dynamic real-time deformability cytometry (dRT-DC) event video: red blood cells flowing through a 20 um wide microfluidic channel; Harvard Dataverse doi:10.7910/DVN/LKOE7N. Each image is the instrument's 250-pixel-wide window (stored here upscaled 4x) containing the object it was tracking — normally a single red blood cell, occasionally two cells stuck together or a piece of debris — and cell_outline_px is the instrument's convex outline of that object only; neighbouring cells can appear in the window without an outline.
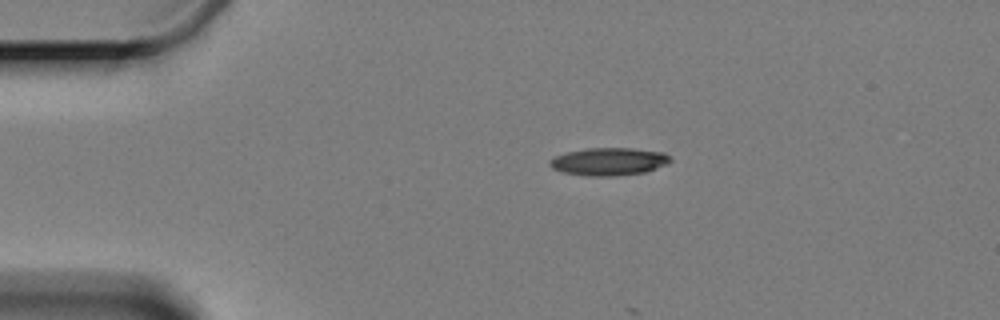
{"species": "Egyptian fruit bat (a non-hibernating species)", "species_latin": "Rousettus aegyptiacus", "temperature_condition": "cold", "stored_images_in_passage": 4, "camera_frame_rate_fps": 3000, "um_per_image_px": 0.085, "animal": {"sex": "female"}, "frame": {"image": 1, "passage_image": 1, "time_ms": 0.0, "image_size_px": [1000, 320], "cell_outline_px": [[672, 160], [664, 164], [644, 172], [616, 176], [588, 176], [564, 172], [552, 168], [548, 164], [548, 160], [556, 156], [568, 152], [588, 148], [632, 148], [664, 152], [672, 156]], "centroid_in_image_um": [51.75, 13.72], "position_along_channel_um": 33.3, "area_um2": 19.36}}
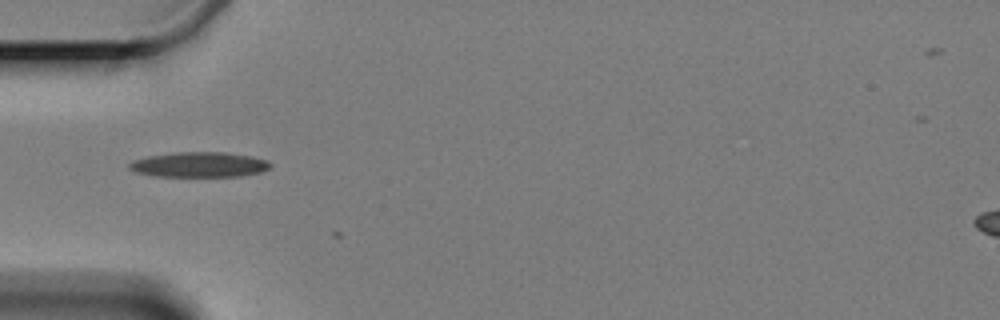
{"frame": {"image": 2, "passage_image": 3, "time_ms": 2.333, "image_size_px": [1000, 320], "cell_outline_px": [[272, 168], [260, 172], [240, 176], [156, 176], [136, 172], [128, 168], [128, 164], [132, 160], [148, 156], [172, 152], [224, 152], [252, 156], [268, 160], [272, 164]], "centroid_in_image_um": [16.95, 13.98], "position_along_channel_um": 68.0, "area_um2": 20.81}}
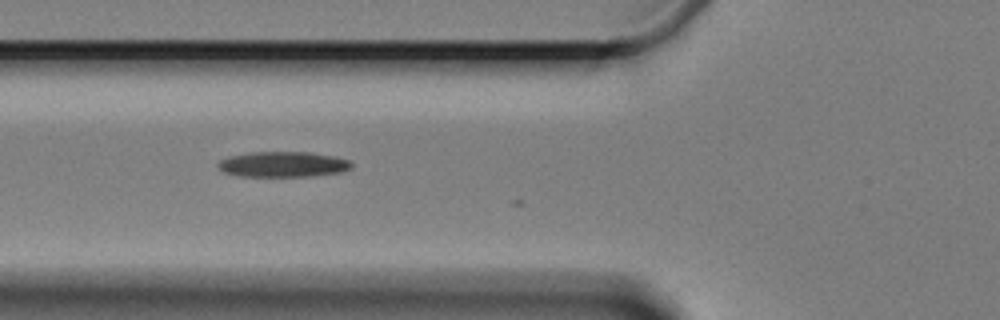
{"frame": {"image": 3, "passage_image": 4, "time_ms": 3.333, "image_size_px": [1000, 320], "cell_outline_px": [[352, 168], [340, 172], [316, 176], [240, 176], [224, 172], [216, 164], [220, 160], [232, 156], [252, 152], [308, 152], [336, 156], [352, 160]], "centroid_in_image_um": [24.13, 13.97], "position_along_channel_um": 101.7, "area_um2": 19.83}}